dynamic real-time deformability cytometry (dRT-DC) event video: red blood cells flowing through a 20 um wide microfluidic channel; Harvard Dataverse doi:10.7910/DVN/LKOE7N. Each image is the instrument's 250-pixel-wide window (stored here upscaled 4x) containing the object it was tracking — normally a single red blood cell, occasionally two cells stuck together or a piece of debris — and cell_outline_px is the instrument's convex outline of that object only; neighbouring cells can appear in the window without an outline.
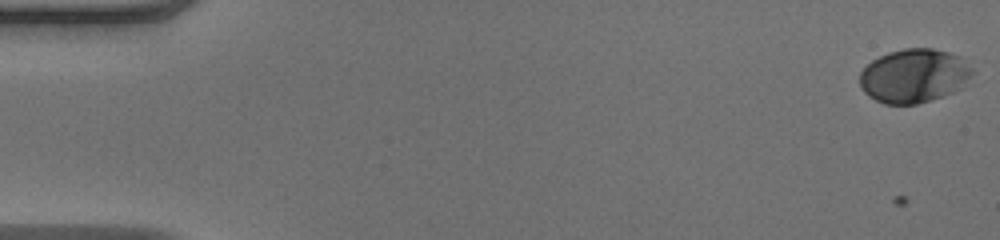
{"species": "human", "species_latin": "Homo sapiens", "temperature_condition": "warm", "stored_images_in_passage": 50, "camera_frame_rate_fps": 3000, "um_per_image_px": 0.085, "donor": {"sex": "male"}, "frame": {"image": 1, "passage_image": 1, "time_ms": 0.0, "image_size_px": [1000, 240], "cell_outline_px": [[976, 72], [964, 88], [916, 104], [884, 104], [868, 96], [864, 92], [860, 84], [860, 72], [872, 60], [888, 52], [904, 48], [932, 48], [948, 52], [960, 56]], "centroid_in_image_um": [77.73, 6.43], "position_along_channel_um": 7.3, "area_um2": 35.55}}
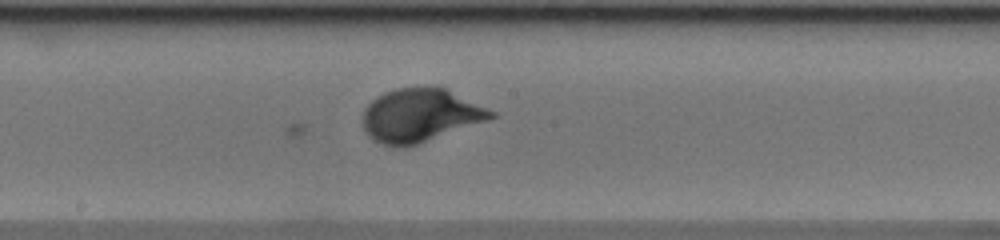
{"frame": {"image": 2, "passage_image": 28, "time_ms": 9.0, "image_size_px": [1000, 240], "cell_outline_px": [[496, 116], [488, 120], [404, 148], [392, 148], [376, 140], [364, 128], [364, 108], [376, 96], [384, 92], [396, 88], [444, 88], [496, 112]], "centroid_in_image_um": [35.71, 9.81], "position_along_channel_um": 212.5, "area_um2": 39.07}}
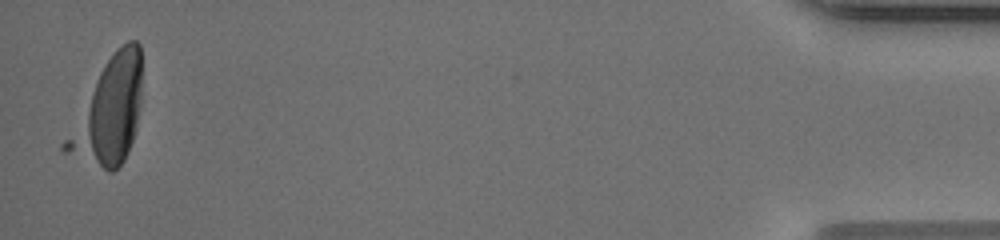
{"frame": {"image": 3, "passage_image": 50, "time_ms": 16.333, "image_size_px": [1000, 240], "cell_outline_px": [[140, 100], [136, 128], [132, 140], [124, 160], [112, 172], [108, 172], [64, 152], [60, 148], [60, 144], [104, 64], [128, 40], [136, 40], [140, 44]], "centroid_in_image_um": [9.2, 9.56], "position_along_channel_um": 426.0, "area_um2": 45.43}, "authors_computed_cell_mechanics": {"area_um2": 38.3503, "velocity_mm_per_s": 4.0671, "shape_relaxation_time_tau1_ms": 2.8301, "shape_relaxation_time_tau2_ms": null, "deformation_change_tau1": 0.1865, "deformation_change_tau2": null}}